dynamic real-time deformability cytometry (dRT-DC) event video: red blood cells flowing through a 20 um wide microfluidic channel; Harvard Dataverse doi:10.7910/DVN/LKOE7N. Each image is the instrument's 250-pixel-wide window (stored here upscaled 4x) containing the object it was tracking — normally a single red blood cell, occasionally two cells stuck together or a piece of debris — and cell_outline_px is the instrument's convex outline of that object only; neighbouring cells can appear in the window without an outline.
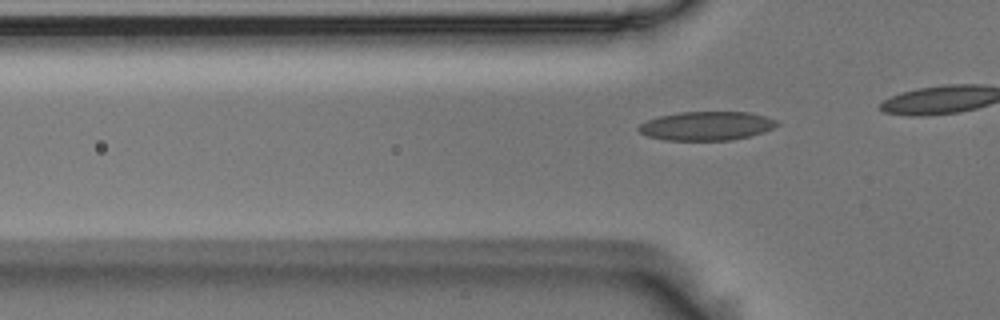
{"species": "Egyptian fruit bat (a non-hibernating species)", "species_latin": "Rousettus aegyptiacus", "temperature_condition": "room temperature", "stored_images_in_passage": 3, "camera_frame_rate_fps": 3000, "um_per_image_px": 0.085, "animal": {"sex": "male"}, "frame": {"image": 1, "passage_image": 2, "time_ms": 0.333, "image_size_px": [1000, 320], "cell_outline_px": [[780, 124], [772, 128], [748, 136], [732, 140], [664, 140], [648, 136], [640, 132], [636, 128], [640, 124], [648, 120], [660, 116], [680, 112], [748, 112], [768, 116], [776, 120]], "centroid_in_image_um": [60.05, 10.7], "position_along_channel_um": 65.7, "area_um2": 23.12}}